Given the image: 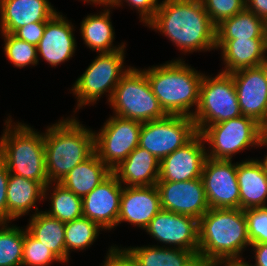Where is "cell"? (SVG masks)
<instances>
[{
	"label": "cell",
	"instance_id": "12",
	"mask_svg": "<svg viewBox=\"0 0 267 266\" xmlns=\"http://www.w3.org/2000/svg\"><path fill=\"white\" fill-rule=\"evenodd\" d=\"M238 162L206 159L201 175L209 208H240Z\"/></svg>",
	"mask_w": 267,
	"mask_h": 266
},
{
	"label": "cell",
	"instance_id": "49",
	"mask_svg": "<svg viewBox=\"0 0 267 266\" xmlns=\"http://www.w3.org/2000/svg\"><path fill=\"white\" fill-rule=\"evenodd\" d=\"M265 32H266V39H267V20L265 21Z\"/></svg>",
	"mask_w": 267,
	"mask_h": 266
},
{
	"label": "cell",
	"instance_id": "5",
	"mask_svg": "<svg viewBox=\"0 0 267 266\" xmlns=\"http://www.w3.org/2000/svg\"><path fill=\"white\" fill-rule=\"evenodd\" d=\"M12 122L9 115L0 137V159L10 174L35 180L46 187L49 181L43 132L24 122H14V125Z\"/></svg>",
	"mask_w": 267,
	"mask_h": 266
},
{
	"label": "cell",
	"instance_id": "47",
	"mask_svg": "<svg viewBox=\"0 0 267 266\" xmlns=\"http://www.w3.org/2000/svg\"><path fill=\"white\" fill-rule=\"evenodd\" d=\"M119 0H107V6L113 7Z\"/></svg>",
	"mask_w": 267,
	"mask_h": 266
},
{
	"label": "cell",
	"instance_id": "44",
	"mask_svg": "<svg viewBox=\"0 0 267 266\" xmlns=\"http://www.w3.org/2000/svg\"><path fill=\"white\" fill-rule=\"evenodd\" d=\"M263 146H267V134L262 138L261 143H260V147ZM261 161V163L264 166V169L266 171L267 174V155H265V157L263 159H259Z\"/></svg>",
	"mask_w": 267,
	"mask_h": 266
},
{
	"label": "cell",
	"instance_id": "15",
	"mask_svg": "<svg viewBox=\"0 0 267 266\" xmlns=\"http://www.w3.org/2000/svg\"><path fill=\"white\" fill-rule=\"evenodd\" d=\"M206 144L200 133L188 143L167 155L160 161L157 182H183L201 178L207 159Z\"/></svg>",
	"mask_w": 267,
	"mask_h": 266
},
{
	"label": "cell",
	"instance_id": "31",
	"mask_svg": "<svg viewBox=\"0 0 267 266\" xmlns=\"http://www.w3.org/2000/svg\"><path fill=\"white\" fill-rule=\"evenodd\" d=\"M103 229L92 220L82 216L65 223V248L70 256L71 251L86 250L98 238ZM71 250V251H70Z\"/></svg>",
	"mask_w": 267,
	"mask_h": 266
},
{
	"label": "cell",
	"instance_id": "34",
	"mask_svg": "<svg viewBox=\"0 0 267 266\" xmlns=\"http://www.w3.org/2000/svg\"><path fill=\"white\" fill-rule=\"evenodd\" d=\"M62 261L43 243L33 238L25 228L22 251V266H51L52 263Z\"/></svg>",
	"mask_w": 267,
	"mask_h": 266
},
{
	"label": "cell",
	"instance_id": "27",
	"mask_svg": "<svg viewBox=\"0 0 267 266\" xmlns=\"http://www.w3.org/2000/svg\"><path fill=\"white\" fill-rule=\"evenodd\" d=\"M136 266H194L198 251H188L160 245L127 247Z\"/></svg>",
	"mask_w": 267,
	"mask_h": 266
},
{
	"label": "cell",
	"instance_id": "10",
	"mask_svg": "<svg viewBox=\"0 0 267 266\" xmlns=\"http://www.w3.org/2000/svg\"><path fill=\"white\" fill-rule=\"evenodd\" d=\"M197 133L191 117L167 115L163 119L142 123L138 146L161 161L188 143Z\"/></svg>",
	"mask_w": 267,
	"mask_h": 266
},
{
	"label": "cell",
	"instance_id": "8",
	"mask_svg": "<svg viewBox=\"0 0 267 266\" xmlns=\"http://www.w3.org/2000/svg\"><path fill=\"white\" fill-rule=\"evenodd\" d=\"M200 134L207 143V157L232 160L235 154L252 147H260L267 130L255 119L241 115L221 123L206 126ZM248 147V148H247Z\"/></svg>",
	"mask_w": 267,
	"mask_h": 266
},
{
	"label": "cell",
	"instance_id": "46",
	"mask_svg": "<svg viewBox=\"0 0 267 266\" xmlns=\"http://www.w3.org/2000/svg\"><path fill=\"white\" fill-rule=\"evenodd\" d=\"M261 69L264 72V75L266 77V81H267V51L265 53L264 59L261 61L260 65Z\"/></svg>",
	"mask_w": 267,
	"mask_h": 266
},
{
	"label": "cell",
	"instance_id": "14",
	"mask_svg": "<svg viewBox=\"0 0 267 266\" xmlns=\"http://www.w3.org/2000/svg\"><path fill=\"white\" fill-rule=\"evenodd\" d=\"M161 208L200 219L210 208L202 178L183 182H157Z\"/></svg>",
	"mask_w": 267,
	"mask_h": 266
},
{
	"label": "cell",
	"instance_id": "13",
	"mask_svg": "<svg viewBox=\"0 0 267 266\" xmlns=\"http://www.w3.org/2000/svg\"><path fill=\"white\" fill-rule=\"evenodd\" d=\"M144 230L164 247L198 251L196 218L161 209Z\"/></svg>",
	"mask_w": 267,
	"mask_h": 266
},
{
	"label": "cell",
	"instance_id": "3",
	"mask_svg": "<svg viewBox=\"0 0 267 266\" xmlns=\"http://www.w3.org/2000/svg\"><path fill=\"white\" fill-rule=\"evenodd\" d=\"M74 115L63 117L43 132L49 183H59L76 165L95 153L94 131L83 126Z\"/></svg>",
	"mask_w": 267,
	"mask_h": 266
},
{
	"label": "cell",
	"instance_id": "25",
	"mask_svg": "<svg viewBox=\"0 0 267 266\" xmlns=\"http://www.w3.org/2000/svg\"><path fill=\"white\" fill-rule=\"evenodd\" d=\"M103 12L97 14H88L84 17L80 25V33L84 44L92 51L99 53H109L120 50L126 46L122 42L119 45H114L115 29L112 25L110 9L112 7L104 6Z\"/></svg>",
	"mask_w": 267,
	"mask_h": 266
},
{
	"label": "cell",
	"instance_id": "45",
	"mask_svg": "<svg viewBox=\"0 0 267 266\" xmlns=\"http://www.w3.org/2000/svg\"><path fill=\"white\" fill-rule=\"evenodd\" d=\"M85 3H87V4H92V5H98V6H107V0H83Z\"/></svg>",
	"mask_w": 267,
	"mask_h": 266
},
{
	"label": "cell",
	"instance_id": "39",
	"mask_svg": "<svg viewBox=\"0 0 267 266\" xmlns=\"http://www.w3.org/2000/svg\"><path fill=\"white\" fill-rule=\"evenodd\" d=\"M45 26L46 22H34L18 28L13 35L21 40L37 46L44 34Z\"/></svg>",
	"mask_w": 267,
	"mask_h": 266
},
{
	"label": "cell",
	"instance_id": "42",
	"mask_svg": "<svg viewBox=\"0 0 267 266\" xmlns=\"http://www.w3.org/2000/svg\"><path fill=\"white\" fill-rule=\"evenodd\" d=\"M255 263L252 266H267V243L251 244Z\"/></svg>",
	"mask_w": 267,
	"mask_h": 266
},
{
	"label": "cell",
	"instance_id": "16",
	"mask_svg": "<svg viewBox=\"0 0 267 266\" xmlns=\"http://www.w3.org/2000/svg\"><path fill=\"white\" fill-rule=\"evenodd\" d=\"M242 115L255 119L267 130V81L260 66L230 73Z\"/></svg>",
	"mask_w": 267,
	"mask_h": 266
},
{
	"label": "cell",
	"instance_id": "37",
	"mask_svg": "<svg viewBox=\"0 0 267 266\" xmlns=\"http://www.w3.org/2000/svg\"><path fill=\"white\" fill-rule=\"evenodd\" d=\"M125 2L132 9L134 8L138 11L140 22L145 25L154 17L161 3V1L158 0H119L112 8L117 9L120 6L122 7Z\"/></svg>",
	"mask_w": 267,
	"mask_h": 266
},
{
	"label": "cell",
	"instance_id": "6",
	"mask_svg": "<svg viewBox=\"0 0 267 266\" xmlns=\"http://www.w3.org/2000/svg\"><path fill=\"white\" fill-rule=\"evenodd\" d=\"M125 48L109 53H99L81 76L77 78L70 93L77 99V112L83 106L94 105L103 95L112 98L114 89L132 66L125 67ZM108 93V94H107ZM77 110V111H76Z\"/></svg>",
	"mask_w": 267,
	"mask_h": 266
},
{
	"label": "cell",
	"instance_id": "17",
	"mask_svg": "<svg viewBox=\"0 0 267 266\" xmlns=\"http://www.w3.org/2000/svg\"><path fill=\"white\" fill-rule=\"evenodd\" d=\"M123 185L111 173L90 193L82 197L83 216L97 223L103 231L117 227Z\"/></svg>",
	"mask_w": 267,
	"mask_h": 266
},
{
	"label": "cell",
	"instance_id": "29",
	"mask_svg": "<svg viewBox=\"0 0 267 266\" xmlns=\"http://www.w3.org/2000/svg\"><path fill=\"white\" fill-rule=\"evenodd\" d=\"M266 39L265 21L246 7L216 27V40Z\"/></svg>",
	"mask_w": 267,
	"mask_h": 266
},
{
	"label": "cell",
	"instance_id": "20",
	"mask_svg": "<svg viewBox=\"0 0 267 266\" xmlns=\"http://www.w3.org/2000/svg\"><path fill=\"white\" fill-rule=\"evenodd\" d=\"M49 0H0V32L13 34L34 22H46L57 11Z\"/></svg>",
	"mask_w": 267,
	"mask_h": 266
},
{
	"label": "cell",
	"instance_id": "21",
	"mask_svg": "<svg viewBox=\"0 0 267 266\" xmlns=\"http://www.w3.org/2000/svg\"><path fill=\"white\" fill-rule=\"evenodd\" d=\"M225 65L220 72L230 74L240 69L258 67L267 51V39L216 40Z\"/></svg>",
	"mask_w": 267,
	"mask_h": 266
},
{
	"label": "cell",
	"instance_id": "43",
	"mask_svg": "<svg viewBox=\"0 0 267 266\" xmlns=\"http://www.w3.org/2000/svg\"><path fill=\"white\" fill-rule=\"evenodd\" d=\"M244 258H223L209 263V266H252Z\"/></svg>",
	"mask_w": 267,
	"mask_h": 266
},
{
	"label": "cell",
	"instance_id": "33",
	"mask_svg": "<svg viewBox=\"0 0 267 266\" xmlns=\"http://www.w3.org/2000/svg\"><path fill=\"white\" fill-rule=\"evenodd\" d=\"M4 40L6 58L17 68L36 66L38 64L37 46L15 37L13 34L1 33Z\"/></svg>",
	"mask_w": 267,
	"mask_h": 266
},
{
	"label": "cell",
	"instance_id": "40",
	"mask_svg": "<svg viewBox=\"0 0 267 266\" xmlns=\"http://www.w3.org/2000/svg\"><path fill=\"white\" fill-rule=\"evenodd\" d=\"M9 172L0 159V223H7V186Z\"/></svg>",
	"mask_w": 267,
	"mask_h": 266
},
{
	"label": "cell",
	"instance_id": "4",
	"mask_svg": "<svg viewBox=\"0 0 267 266\" xmlns=\"http://www.w3.org/2000/svg\"><path fill=\"white\" fill-rule=\"evenodd\" d=\"M183 60L173 59L165 64L144 68L142 71L167 115L192 118L198 106L200 83L204 73L192 68Z\"/></svg>",
	"mask_w": 267,
	"mask_h": 266
},
{
	"label": "cell",
	"instance_id": "26",
	"mask_svg": "<svg viewBox=\"0 0 267 266\" xmlns=\"http://www.w3.org/2000/svg\"><path fill=\"white\" fill-rule=\"evenodd\" d=\"M27 232L49 248L64 264L69 263L65 248V223L39 211L30 216Z\"/></svg>",
	"mask_w": 267,
	"mask_h": 266
},
{
	"label": "cell",
	"instance_id": "23",
	"mask_svg": "<svg viewBox=\"0 0 267 266\" xmlns=\"http://www.w3.org/2000/svg\"><path fill=\"white\" fill-rule=\"evenodd\" d=\"M237 181L240 190V209L267 206V174L259 159L238 162Z\"/></svg>",
	"mask_w": 267,
	"mask_h": 266
},
{
	"label": "cell",
	"instance_id": "18",
	"mask_svg": "<svg viewBox=\"0 0 267 266\" xmlns=\"http://www.w3.org/2000/svg\"><path fill=\"white\" fill-rule=\"evenodd\" d=\"M66 18L58 11L46 21L44 34L37 45L38 62L41 55L46 63L55 68L74 56L77 49L76 29Z\"/></svg>",
	"mask_w": 267,
	"mask_h": 266
},
{
	"label": "cell",
	"instance_id": "36",
	"mask_svg": "<svg viewBox=\"0 0 267 266\" xmlns=\"http://www.w3.org/2000/svg\"><path fill=\"white\" fill-rule=\"evenodd\" d=\"M251 244L267 243V206L244 210Z\"/></svg>",
	"mask_w": 267,
	"mask_h": 266
},
{
	"label": "cell",
	"instance_id": "2",
	"mask_svg": "<svg viewBox=\"0 0 267 266\" xmlns=\"http://www.w3.org/2000/svg\"><path fill=\"white\" fill-rule=\"evenodd\" d=\"M198 260L209 264L223 258H242L251 242L244 210L210 208L198 220Z\"/></svg>",
	"mask_w": 267,
	"mask_h": 266
},
{
	"label": "cell",
	"instance_id": "9",
	"mask_svg": "<svg viewBox=\"0 0 267 266\" xmlns=\"http://www.w3.org/2000/svg\"><path fill=\"white\" fill-rule=\"evenodd\" d=\"M242 115L234 80L230 74L218 72L214 77L203 75L199 102L192 117L197 132L206 126L221 123Z\"/></svg>",
	"mask_w": 267,
	"mask_h": 266
},
{
	"label": "cell",
	"instance_id": "32",
	"mask_svg": "<svg viewBox=\"0 0 267 266\" xmlns=\"http://www.w3.org/2000/svg\"><path fill=\"white\" fill-rule=\"evenodd\" d=\"M0 223V266H22L25 229Z\"/></svg>",
	"mask_w": 267,
	"mask_h": 266
},
{
	"label": "cell",
	"instance_id": "24",
	"mask_svg": "<svg viewBox=\"0 0 267 266\" xmlns=\"http://www.w3.org/2000/svg\"><path fill=\"white\" fill-rule=\"evenodd\" d=\"M45 186L35 180L24 178L9 173L7 186V223L15 221L25 214H29L32 208L39 212L37 202L44 201Z\"/></svg>",
	"mask_w": 267,
	"mask_h": 266
},
{
	"label": "cell",
	"instance_id": "48",
	"mask_svg": "<svg viewBox=\"0 0 267 266\" xmlns=\"http://www.w3.org/2000/svg\"><path fill=\"white\" fill-rule=\"evenodd\" d=\"M194 266H209V265L202 261H198Z\"/></svg>",
	"mask_w": 267,
	"mask_h": 266
},
{
	"label": "cell",
	"instance_id": "28",
	"mask_svg": "<svg viewBox=\"0 0 267 266\" xmlns=\"http://www.w3.org/2000/svg\"><path fill=\"white\" fill-rule=\"evenodd\" d=\"M111 173L112 171L94 153L87 160L76 165L59 183L82 198L102 183Z\"/></svg>",
	"mask_w": 267,
	"mask_h": 266
},
{
	"label": "cell",
	"instance_id": "38",
	"mask_svg": "<svg viewBox=\"0 0 267 266\" xmlns=\"http://www.w3.org/2000/svg\"><path fill=\"white\" fill-rule=\"evenodd\" d=\"M101 266H136V264L126 247L119 248L113 245L108 248L105 261Z\"/></svg>",
	"mask_w": 267,
	"mask_h": 266
},
{
	"label": "cell",
	"instance_id": "11",
	"mask_svg": "<svg viewBox=\"0 0 267 266\" xmlns=\"http://www.w3.org/2000/svg\"><path fill=\"white\" fill-rule=\"evenodd\" d=\"M142 122L111 116L94 131L95 153L112 171L139 145Z\"/></svg>",
	"mask_w": 267,
	"mask_h": 266
},
{
	"label": "cell",
	"instance_id": "1",
	"mask_svg": "<svg viewBox=\"0 0 267 266\" xmlns=\"http://www.w3.org/2000/svg\"><path fill=\"white\" fill-rule=\"evenodd\" d=\"M145 26L169 38L184 55L216 49V27L201 0H162Z\"/></svg>",
	"mask_w": 267,
	"mask_h": 266
},
{
	"label": "cell",
	"instance_id": "22",
	"mask_svg": "<svg viewBox=\"0 0 267 266\" xmlns=\"http://www.w3.org/2000/svg\"><path fill=\"white\" fill-rule=\"evenodd\" d=\"M160 161L142 147H136L112 173L123 186H154L159 179Z\"/></svg>",
	"mask_w": 267,
	"mask_h": 266
},
{
	"label": "cell",
	"instance_id": "35",
	"mask_svg": "<svg viewBox=\"0 0 267 266\" xmlns=\"http://www.w3.org/2000/svg\"><path fill=\"white\" fill-rule=\"evenodd\" d=\"M201 2L215 27L246 7V0H201Z\"/></svg>",
	"mask_w": 267,
	"mask_h": 266
},
{
	"label": "cell",
	"instance_id": "7",
	"mask_svg": "<svg viewBox=\"0 0 267 266\" xmlns=\"http://www.w3.org/2000/svg\"><path fill=\"white\" fill-rule=\"evenodd\" d=\"M113 115L148 122L167 116L153 94L150 83L142 71L131 67L121 78L109 102Z\"/></svg>",
	"mask_w": 267,
	"mask_h": 266
},
{
	"label": "cell",
	"instance_id": "41",
	"mask_svg": "<svg viewBox=\"0 0 267 266\" xmlns=\"http://www.w3.org/2000/svg\"><path fill=\"white\" fill-rule=\"evenodd\" d=\"M246 8L262 20H267V0H246Z\"/></svg>",
	"mask_w": 267,
	"mask_h": 266
},
{
	"label": "cell",
	"instance_id": "30",
	"mask_svg": "<svg viewBox=\"0 0 267 266\" xmlns=\"http://www.w3.org/2000/svg\"><path fill=\"white\" fill-rule=\"evenodd\" d=\"M49 192L51 195L49 194ZM47 198L50 200L49 202L51 204L49 205L51 207L49 208V210H46L44 212L49 216L57 218L64 223L73 221L83 216L82 198L66 189L60 183H49L45 187L44 200H46Z\"/></svg>",
	"mask_w": 267,
	"mask_h": 266
},
{
	"label": "cell",
	"instance_id": "19",
	"mask_svg": "<svg viewBox=\"0 0 267 266\" xmlns=\"http://www.w3.org/2000/svg\"><path fill=\"white\" fill-rule=\"evenodd\" d=\"M161 209L156 185L123 186L117 226L126 222L144 230Z\"/></svg>",
	"mask_w": 267,
	"mask_h": 266
}]
</instances>
